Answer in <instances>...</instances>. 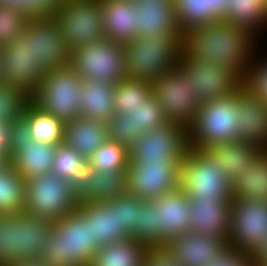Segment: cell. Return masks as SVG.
<instances>
[{"label":"cell","mask_w":267,"mask_h":266,"mask_svg":"<svg viewBox=\"0 0 267 266\" xmlns=\"http://www.w3.org/2000/svg\"><path fill=\"white\" fill-rule=\"evenodd\" d=\"M259 39L244 27L220 19L185 31L180 58L222 64L243 79L261 47Z\"/></svg>","instance_id":"6da1fadb"},{"label":"cell","mask_w":267,"mask_h":266,"mask_svg":"<svg viewBox=\"0 0 267 266\" xmlns=\"http://www.w3.org/2000/svg\"><path fill=\"white\" fill-rule=\"evenodd\" d=\"M99 248L91 223L76 210L53 222L39 258L49 266H90Z\"/></svg>","instance_id":"7a4b0ae2"},{"label":"cell","mask_w":267,"mask_h":266,"mask_svg":"<svg viewBox=\"0 0 267 266\" xmlns=\"http://www.w3.org/2000/svg\"><path fill=\"white\" fill-rule=\"evenodd\" d=\"M52 225L53 221L25 211L0 214V265L39 258Z\"/></svg>","instance_id":"3957f363"},{"label":"cell","mask_w":267,"mask_h":266,"mask_svg":"<svg viewBox=\"0 0 267 266\" xmlns=\"http://www.w3.org/2000/svg\"><path fill=\"white\" fill-rule=\"evenodd\" d=\"M182 38L169 34L141 36L125 43L126 77L151 81L169 72L180 60Z\"/></svg>","instance_id":"277c9868"},{"label":"cell","mask_w":267,"mask_h":266,"mask_svg":"<svg viewBox=\"0 0 267 266\" xmlns=\"http://www.w3.org/2000/svg\"><path fill=\"white\" fill-rule=\"evenodd\" d=\"M187 134L188 145L198 149L239 141L233 94L203 102Z\"/></svg>","instance_id":"5b68a950"},{"label":"cell","mask_w":267,"mask_h":266,"mask_svg":"<svg viewBox=\"0 0 267 266\" xmlns=\"http://www.w3.org/2000/svg\"><path fill=\"white\" fill-rule=\"evenodd\" d=\"M82 82L70 64L47 71L31 101L65 124L72 122L80 117Z\"/></svg>","instance_id":"8992f818"},{"label":"cell","mask_w":267,"mask_h":266,"mask_svg":"<svg viewBox=\"0 0 267 266\" xmlns=\"http://www.w3.org/2000/svg\"><path fill=\"white\" fill-rule=\"evenodd\" d=\"M150 86L167 122L188 129L202 104L192 93L190 74L178 63L169 72L151 80Z\"/></svg>","instance_id":"52a82bcc"},{"label":"cell","mask_w":267,"mask_h":266,"mask_svg":"<svg viewBox=\"0 0 267 266\" xmlns=\"http://www.w3.org/2000/svg\"><path fill=\"white\" fill-rule=\"evenodd\" d=\"M70 65L82 80L117 84L126 77L125 44L102 39L71 51Z\"/></svg>","instance_id":"ba28073f"},{"label":"cell","mask_w":267,"mask_h":266,"mask_svg":"<svg viewBox=\"0 0 267 266\" xmlns=\"http://www.w3.org/2000/svg\"><path fill=\"white\" fill-rule=\"evenodd\" d=\"M70 182L49 172L34 176L25 184L23 211L50 221H57L78 207Z\"/></svg>","instance_id":"9c48e42d"},{"label":"cell","mask_w":267,"mask_h":266,"mask_svg":"<svg viewBox=\"0 0 267 266\" xmlns=\"http://www.w3.org/2000/svg\"><path fill=\"white\" fill-rule=\"evenodd\" d=\"M179 188L189 198L232 199V186L212 159L189 146L179 167Z\"/></svg>","instance_id":"30bf717a"},{"label":"cell","mask_w":267,"mask_h":266,"mask_svg":"<svg viewBox=\"0 0 267 266\" xmlns=\"http://www.w3.org/2000/svg\"><path fill=\"white\" fill-rule=\"evenodd\" d=\"M229 220V247L254 256L267 239V200H232Z\"/></svg>","instance_id":"8fae6325"},{"label":"cell","mask_w":267,"mask_h":266,"mask_svg":"<svg viewBox=\"0 0 267 266\" xmlns=\"http://www.w3.org/2000/svg\"><path fill=\"white\" fill-rule=\"evenodd\" d=\"M102 0H72L54 14L70 51L104 39Z\"/></svg>","instance_id":"7c38bea8"},{"label":"cell","mask_w":267,"mask_h":266,"mask_svg":"<svg viewBox=\"0 0 267 266\" xmlns=\"http://www.w3.org/2000/svg\"><path fill=\"white\" fill-rule=\"evenodd\" d=\"M187 129L166 125L142 133L129 150V163H182L188 149Z\"/></svg>","instance_id":"4fadbf2b"},{"label":"cell","mask_w":267,"mask_h":266,"mask_svg":"<svg viewBox=\"0 0 267 266\" xmlns=\"http://www.w3.org/2000/svg\"><path fill=\"white\" fill-rule=\"evenodd\" d=\"M22 33L31 39L32 58L45 72L70 64L71 51L54 17L28 18Z\"/></svg>","instance_id":"5bb4252c"},{"label":"cell","mask_w":267,"mask_h":266,"mask_svg":"<svg viewBox=\"0 0 267 266\" xmlns=\"http://www.w3.org/2000/svg\"><path fill=\"white\" fill-rule=\"evenodd\" d=\"M0 54L5 83L31 99L37 93L46 73L32 58L31 39L22 33L11 44L0 48Z\"/></svg>","instance_id":"9a60e30c"},{"label":"cell","mask_w":267,"mask_h":266,"mask_svg":"<svg viewBox=\"0 0 267 266\" xmlns=\"http://www.w3.org/2000/svg\"><path fill=\"white\" fill-rule=\"evenodd\" d=\"M178 63L190 74L192 93L201 103L227 98L242 85V79L222 64L181 58Z\"/></svg>","instance_id":"2e32d148"},{"label":"cell","mask_w":267,"mask_h":266,"mask_svg":"<svg viewBox=\"0 0 267 266\" xmlns=\"http://www.w3.org/2000/svg\"><path fill=\"white\" fill-rule=\"evenodd\" d=\"M180 163H129L127 193L149 201L179 187Z\"/></svg>","instance_id":"e0dca14e"},{"label":"cell","mask_w":267,"mask_h":266,"mask_svg":"<svg viewBox=\"0 0 267 266\" xmlns=\"http://www.w3.org/2000/svg\"><path fill=\"white\" fill-rule=\"evenodd\" d=\"M180 266H208L228 248L226 238L188 231L164 246Z\"/></svg>","instance_id":"ac0fdd59"},{"label":"cell","mask_w":267,"mask_h":266,"mask_svg":"<svg viewBox=\"0 0 267 266\" xmlns=\"http://www.w3.org/2000/svg\"><path fill=\"white\" fill-rule=\"evenodd\" d=\"M127 170L86 169L70 181L78 202L101 203L127 193Z\"/></svg>","instance_id":"d6986e66"},{"label":"cell","mask_w":267,"mask_h":266,"mask_svg":"<svg viewBox=\"0 0 267 266\" xmlns=\"http://www.w3.org/2000/svg\"><path fill=\"white\" fill-rule=\"evenodd\" d=\"M237 106L238 140L267 150V105L243 85L234 93Z\"/></svg>","instance_id":"ffe728a7"},{"label":"cell","mask_w":267,"mask_h":266,"mask_svg":"<svg viewBox=\"0 0 267 266\" xmlns=\"http://www.w3.org/2000/svg\"><path fill=\"white\" fill-rule=\"evenodd\" d=\"M137 37L169 34L182 38L173 0L135 1Z\"/></svg>","instance_id":"44dd1931"},{"label":"cell","mask_w":267,"mask_h":266,"mask_svg":"<svg viewBox=\"0 0 267 266\" xmlns=\"http://www.w3.org/2000/svg\"><path fill=\"white\" fill-rule=\"evenodd\" d=\"M159 210L162 247L191 229L190 198L179 187L151 200Z\"/></svg>","instance_id":"7402d4cb"},{"label":"cell","mask_w":267,"mask_h":266,"mask_svg":"<svg viewBox=\"0 0 267 266\" xmlns=\"http://www.w3.org/2000/svg\"><path fill=\"white\" fill-rule=\"evenodd\" d=\"M232 199L190 198V231L228 238Z\"/></svg>","instance_id":"603a6c76"},{"label":"cell","mask_w":267,"mask_h":266,"mask_svg":"<svg viewBox=\"0 0 267 266\" xmlns=\"http://www.w3.org/2000/svg\"><path fill=\"white\" fill-rule=\"evenodd\" d=\"M211 159L214 166L222 171L231 186L248 169L250 163L263 151L258 145L243 141L214 145L202 149Z\"/></svg>","instance_id":"cb8c5ba5"},{"label":"cell","mask_w":267,"mask_h":266,"mask_svg":"<svg viewBox=\"0 0 267 266\" xmlns=\"http://www.w3.org/2000/svg\"><path fill=\"white\" fill-rule=\"evenodd\" d=\"M76 210L91 223L92 240L100 247L130 238L124 228L118 227V208L109 202H79Z\"/></svg>","instance_id":"d4e9b609"},{"label":"cell","mask_w":267,"mask_h":266,"mask_svg":"<svg viewBox=\"0 0 267 266\" xmlns=\"http://www.w3.org/2000/svg\"><path fill=\"white\" fill-rule=\"evenodd\" d=\"M104 38L127 43L137 38L135 0H102Z\"/></svg>","instance_id":"484cf974"},{"label":"cell","mask_w":267,"mask_h":266,"mask_svg":"<svg viewBox=\"0 0 267 266\" xmlns=\"http://www.w3.org/2000/svg\"><path fill=\"white\" fill-rule=\"evenodd\" d=\"M115 84L83 80L80 117L107 123L115 114Z\"/></svg>","instance_id":"4316f807"},{"label":"cell","mask_w":267,"mask_h":266,"mask_svg":"<svg viewBox=\"0 0 267 266\" xmlns=\"http://www.w3.org/2000/svg\"><path fill=\"white\" fill-rule=\"evenodd\" d=\"M108 139L105 122L78 117L65 124L64 143L86 160Z\"/></svg>","instance_id":"83f0119b"},{"label":"cell","mask_w":267,"mask_h":266,"mask_svg":"<svg viewBox=\"0 0 267 266\" xmlns=\"http://www.w3.org/2000/svg\"><path fill=\"white\" fill-rule=\"evenodd\" d=\"M57 145L35 140L27 141L25 148L10 156L12 167L27 181L34 176L51 172Z\"/></svg>","instance_id":"f1b7e54d"},{"label":"cell","mask_w":267,"mask_h":266,"mask_svg":"<svg viewBox=\"0 0 267 266\" xmlns=\"http://www.w3.org/2000/svg\"><path fill=\"white\" fill-rule=\"evenodd\" d=\"M228 0H173L181 32L220 20Z\"/></svg>","instance_id":"f546056e"},{"label":"cell","mask_w":267,"mask_h":266,"mask_svg":"<svg viewBox=\"0 0 267 266\" xmlns=\"http://www.w3.org/2000/svg\"><path fill=\"white\" fill-rule=\"evenodd\" d=\"M221 19L244 27L261 40L267 32V0H228Z\"/></svg>","instance_id":"4dcf8cb0"},{"label":"cell","mask_w":267,"mask_h":266,"mask_svg":"<svg viewBox=\"0 0 267 266\" xmlns=\"http://www.w3.org/2000/svg\"><path fill=\"white\" fill-rule=\"evenodd\" d=\"M150 248L131 237L113 242L96 251L90 266H145Z\"/></svg>","instance_id":"1f68e13d"},{"label":"cell","mask_w":267,"mask_h":266,"mask_svg":"<svg viewBox=\"0 0 267 266\" xmlns=\"http://www.w3.org/2000/svg\"><path fill=\"white\" fill-rule=\"evenodd\" d=\"M232 185V200H267V150H263Z\"/></svg>","instance_id":"d6a6232c"},{"label":"cell","mask_w":267,"mask_h":266,"mask_svg":"<svg viewBox=\"0 0 267 266\" xmlns=\"http://www.w3.org/2000/svg\"><path fill=\"white\" fill-rule=\"evenodd\" d=\"M32 140L45 144L64 143L65 123L41 110L32 101L25 107Z\"/></svg>","instance_id":"836d02e7"},{"label":"cell","mask_w":267,"mask_h":266,"mask_svg":"<svg viewBox=\"0 0 267 266\" xmlns=\"http://www.w3.org/2000/svg\"><path fill=\"white\" fill-rule=\"evenodd\" d=\"M26 180L8 161L0 167V214L20 213L25 205Z\"/></svg>","instance_id":"e575fe53"},{"label":"cell","mask_w":267,"mask_h":266,"mask_svg":"<svg viewBox=\"0 0 267 266\" xmlns=\"http://www.w3.org/2000/svg\"><path fill=\"white\" fill-rule=\"evenodd\" d=\"M130 237L143 242L151 248L162 247V233L159 225V210L151 201H139V211L136 224L130 232Z\"/></svg>","instance_id":"d590c367"},{"label":"cell","mask_w":267,"mask_h":266,"mask_svg":"<svg viewBox=\"0 0 267 266\" xmlns=\"http://www.w3.org/2000/svg\"><path fill=\"white\" fill-rule=\"evenodd\" d=\"M150 81L125 77L115 85V113H127L151 96Z\"/></svg>","instance_id":"8d00e7d4"},{"label":"cell","mask_w":267,"mask_h":266,"mask_svg":"<svg viewBox=\"0 0 267 266\" xmlns=\"http://www.w3.org/2000/svg\"><path fill=\"white\" fill-rule=\"evenodd\" d=\"M123 114L126 118H129L131 132H133L137 138H139L142 133L158 129L168 123L163 114L161 105L152 95L142 102L140 106L130 109L129 112Z\"/></svg>","instance_id":"74e56055"},{"label":"cell","mask_w":267,"mask_h":266,"mask_svg":"<svg viewBox=\"0 0 267 266\" xmlns=\"http://www.w3.org/2000/svg\"><path fill=\"white\" fill-rule=\"evenodd\" d=\"M129 161V150L119 143L108 139L87 159V167L103 172L127 170Z\"/></svg>","instance_id":"f35d334b"},{"label":"cell","mask_w":267,"mask_h":266,"mask_svg":"<svg viewBox=\"0 0 267 266\" xmlns=\"http://www.w3.org/2000/svg\"><path fill=\"white\" fill-rule=\"evenodd\" d=\"M87 167V160L65 143L57 145L51 172L69 182L79 176Z\"/></svg>","instance_id":"ab89813d"},{"label":"cell","mask_w":267,"mask_h":266,"mask_svg":"<svg viewBox=\"0 0 267 266\" xmlns=\"http://www.w3.org/2000/svg\"><path fill=\"white\" fill-rule=\"evenodd\" d=\"M31 99L8 83L0 84V122L11 123L24 115Z\"/></svg>","instance_id":"60d3db41"},{"label":"cell","mask_w":267,"mask_h":266,"mask_svg":"<svg viewBox=\"0 0 267 266\" xmlns=\"http://www.w3.org/2000/svg\"><path fill=\"white\" fill-rule=\"evenodd\" d=\"M261 52L264 53L263 50L256 52L242 79V85L267 105V53L261 57Z\"/></svg>","instance_id":"b9f144b4"},{"label":"cell","mask_w":267,"mask_h":266,"mask_svg":"<svg viewBox=\"0 0 267 266\" xmlns=\"http://www.w3.org/2000/svg\"><path fill=\"white\" fill-rule=\"evenodd\" d=\"M27 19L22 10L0 3V48L22 34Z\"/></svg>","instance_id":"7bdbcfd3"},{"label":"cell","mask_w":267,"mask_h":266,"mask_svg":"<svg viewBox=\"0 0 267 266\" xmlns=\"http://www.w3.org/2000/svg\"><path fill=\"white\" fill-rule=\"evenodd\" d=\"M0 3L18 8L28 18L54 17L64 0H0Z\"/></svg>","instance_id":"ee69618b"},{"label":"cell","mask_w":267,"mask_h":266,"mask_svg":"<svg viewBox=\"0 0 267 266\" xmlns=\"http://www.w3.org/2000/svg\"><path fill=\"white\" fill-rule=\"evenodd\" d=\"M139 201L137 196L125 195L109 200L108 202L114 207L118 208L119 228H124L130 235L138 217Z\"/></svg>","instance_id":"f6af8a7d"},{"label":"cell","mask_w":267,"mask_h":266,"mask_svg":"<svg viewBox=\"0 0 267 266\" xmlns=\"http://www.w3.org/2000/svg\"><path fill=\"white\" fill-rule=\"evenodd\" d=\"M106 125L110 140L119 143L128 150L135 145L138 138L131 132L130 120L123 113H115Z\"/></svg>","instance_id":"bcb514c9"},{"label":"cell","mask_w":267,"mask_h":266,"mask_svg":"<svg viewBox=\"0 0 267 266\" xmlns=\"http://www.w3.org/2000/svg\"><path fill=\"white\" fill-rule=\"evenodd\" d=\"M27 141H32V135L30 133L28 119L23 115L10 123V156L15 151L24 149Z\"/></svg>","instance_id":"7dc6e473"},{"label":"cell","mask_w":267,"mask_h":266,"mask_svg":"<svg viewBox=\"0 0 267 266\" xmlns=\"http://www.w3.org/2000/svg\"><path fill=\"white\" fill-rule=\"evenodd\" d=\"M208 266H254L253 256L229 247Z\"/></svg>","instance_id":"c3c4849f"},{"label":"cell","mask_w":267,"mask_h":266,"mask_svg":"<svg viewBox=\"0 0 267 266\" xmlns=\"http://www.w3.org/2000/svg\"><path fill=\"white\" fill-rule=\"evenodd\" d=\"M145 266H180L176 259L164 247L150 248Z\"/></svg>","instance_id":"681fc988"},{"label":"cell","mask_w":267,"mask_h":266,"mask_svg":"<svg viewBox=\"0 0 267 266\" xmlns=\"http://www.w3.org/2000/svg\"><path fill=\"white\" fill-rule=\"evenodd\" d=\"M10 123L0 122V148L10 157Z\"/></svg>","instance_id":"f907efd6"},{"label":"cell","mask_w":267,"mask_h":266,"mask_svg":"<svg viewBox=\"0 0 267 266\" xmlns=\"http://www.w3.org/2000/svg\"><path fill=\"white\" fill-rule=\"evenodd\" d=\"M253 265L267 266V239L258 252L253 256Z\"/></svg>","instance_id":"816d5d0a"},{"label":"cell","mask_w":267,"mask_h":266,"mask_svg":"<svg viewBox=\"0 0 267 266\" xmlns=\"http://www.w3.org/2000/svg\"><path fill=\"white\" fill-rule=\"evenodd\" d=\"M9 266H49L46 262L40 258H27L21 261H18Z\"/></svg>","instance_id":"f5cc1de1"},{"label":"cell","mask_w":267,"mask_h":266,"mask_svg":"<svg viewBox=\"0 0 267 266\" xmlns=\"http://www.w3.org/2000/svg\"><path fill=\"white\" fill-rule=\"evenodd\" d=\"M9 160L10 157L0 148V167L4 166Z\"/></svg>","instance_id":"db71d44e"},{"label":"cell","mask_w":267,"mask_h":266,"mask_svg":"<svg viewBox=\"0 0 267 266\" xmlns=\"http://www.w3.org/2000/svg\"><path fill=\"white\" fill-rule=\"evenodd\" d=\"M2 83H5V81H4L3 74H2V58L0 54V84Z\"/></svg>","instance_id":"11a10c76"}]
</instances>
